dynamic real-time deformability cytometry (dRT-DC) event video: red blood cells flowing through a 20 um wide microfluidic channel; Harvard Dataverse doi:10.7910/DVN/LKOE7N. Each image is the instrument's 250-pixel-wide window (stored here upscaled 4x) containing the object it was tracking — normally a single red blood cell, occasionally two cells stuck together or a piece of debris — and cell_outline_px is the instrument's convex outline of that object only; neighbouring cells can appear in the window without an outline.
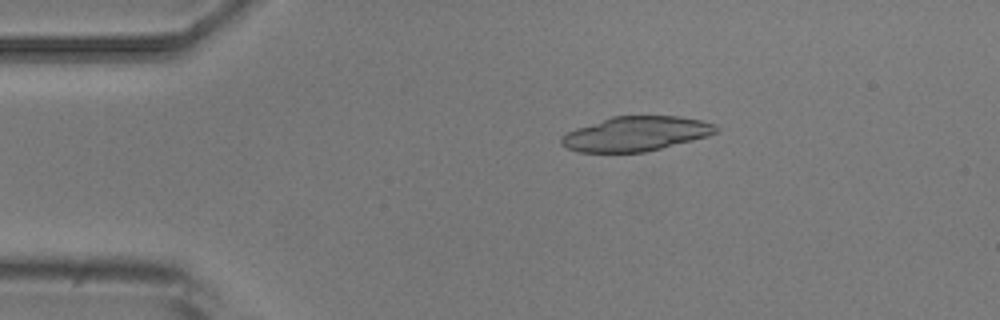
{"species": "common noctule bat (a hibernating species)", "species_latin": "Nyctalus noctula", "temperature_condition": "room temperature", "stored_images_in_passage": 6, "camera_frame_rate_fps": 3000, "um_per_image_px": 0.085, "animal": {"sex": "male", "body_mass_g": 20.5, "forearm_length_mm": 52.5}, "frame": {"image": 1, "passage_image": 2, "time_ms": 1.333, "image_size_px": [1000, 320], "cell_outline_px": [[720, 128], [716, 132], [708, 136], [644, 152], [576, 152], [560, 144], [560, 136], [576, 128], [612, 116], [680, 116], [700, 120], [716, 124]], "centroid_in_image_um": [54.04, 11.37], "position_along_channel_um": 31.0, "area_um2": 31.1}}